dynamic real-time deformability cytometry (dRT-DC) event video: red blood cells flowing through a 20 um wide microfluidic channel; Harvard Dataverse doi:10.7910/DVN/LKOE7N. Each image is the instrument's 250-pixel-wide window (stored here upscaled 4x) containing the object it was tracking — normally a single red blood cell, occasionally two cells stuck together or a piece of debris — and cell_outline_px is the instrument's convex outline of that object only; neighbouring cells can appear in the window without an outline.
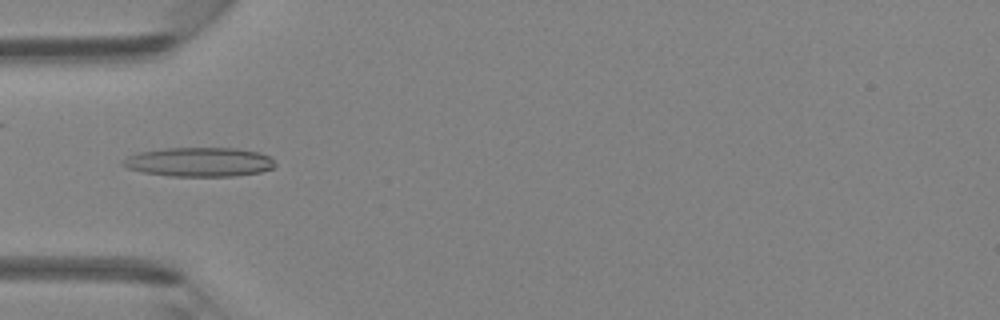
{"species": "Egyptian fruit bat (a non-hibernating species)", "species_latin": "Rousettus aegyptiacus", "temperature_condition": "room temperature", "stored_images_in_passage": 5, "camera_frame_rate_fps": 3000, "um_per_image_px": 0.085, "animal": {"sex": "female"}, "frame": {"image": 1, "passage_image": 5, "time_ms": 4.667, "image_size_px": [1000, 320], "cell_outline_px": [[276, 164], [272, 168], [260, 172], [236, 176], [168, 176], [144, 172], [128, 168], [120, 164], [120, 160], [136, 152], [164, 148], [240, 148], [260, 152], [268, 156]], "centroid_in_image_um": [16.9, 13.76], "position_along_channel_um": 68.1, "area_um2": 26.13}}